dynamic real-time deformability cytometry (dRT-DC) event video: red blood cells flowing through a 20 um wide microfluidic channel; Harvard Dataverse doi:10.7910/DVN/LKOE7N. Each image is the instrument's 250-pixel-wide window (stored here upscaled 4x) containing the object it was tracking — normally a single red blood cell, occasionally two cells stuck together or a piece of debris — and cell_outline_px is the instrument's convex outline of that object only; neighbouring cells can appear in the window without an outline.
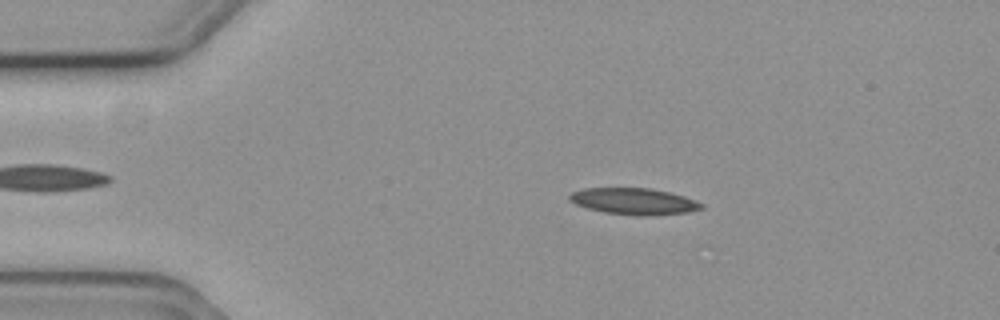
{"species": "common noctule bat (a hibernating species)", "species_latin": "Nyctalus noctula", "temperature_condition": "cold", "stored_images_in_passage": 6, "camera_frame_rate_fps": 3000, "um_per_image_px": 0.085, "animal": {"sex": "female", "body_mass_g": 19.3, "forearm_length_mm": 54.1}, "frame": {"image": 1, "passage_image": 3, "time_ms": 0.667, "image_size_px": [1000, 320], "cell_outline_px": [[704, 208], [688, 212], [648, 216], [636, 216], [604, 212], [588, 208], [576, 204], [568, 200], [568, 196], [572, 192], [584, 188], [652, 188], [684, 196], [696, 200], [704, 204]], "centroid_in_image_um": [53.9, 17.11], "position_along_channel_um": 31.1, "area_um2": 20.46}}
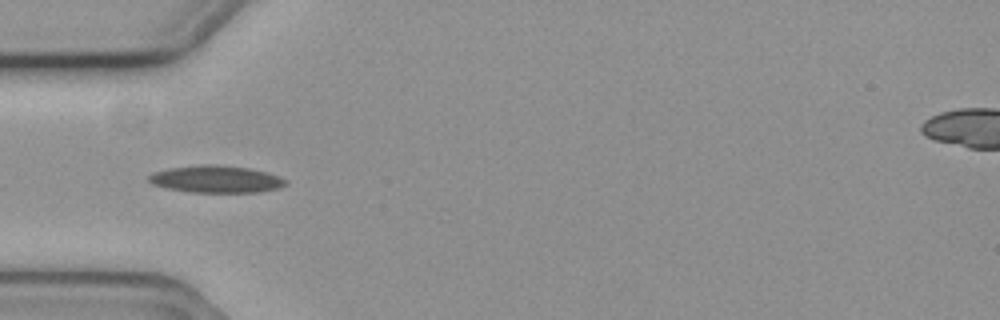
{"frame": {"image": 2, "passage_image": 5, "time_ms": 1.333, "image_size_px": [1000, 320], "cell_outline_px": [[288, 184], [280, 188], [260, 192], [192, 192], [168, 188], [152, 184], [148, 180], [148, 176], [152, 172], [168, 168], [200, 164], [216, 164], [248, 168], [268, 172], [280, 176], [288, 180]], "centroid_in_image_um": [18.4, 15.22], "position_along_channel_um": 66.6, "area_um2": 21.91}}
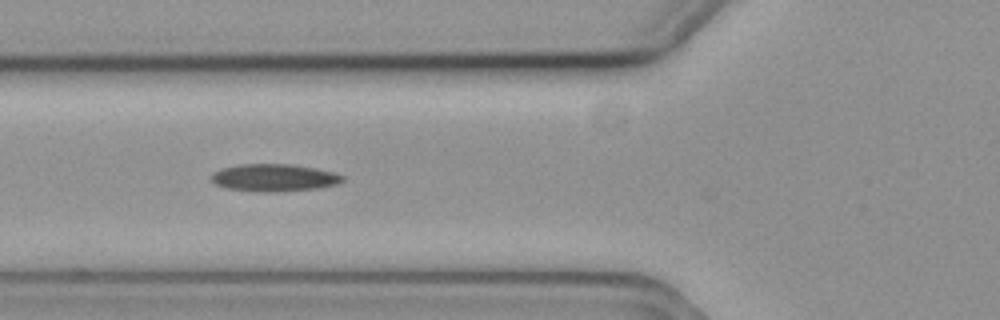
{"frame": {"image": 3, "passage_image": 6, "time_ms": 1.667, "image_size_px": [1000, 320], "cell_outline_px": [[344, 180], [336, 184], [316, 188], [272, 192], [256, 192], [224, 188], [216, 184], [212, 180], [212, 172], [220, 168], [240, 164], [292, 164], [316, 168], [336, 172], [344, 176]], "centroid_in_image_um": [23.28, 15.1], "position_along_channel_um": 102.5, "area_um2": 21.1}}